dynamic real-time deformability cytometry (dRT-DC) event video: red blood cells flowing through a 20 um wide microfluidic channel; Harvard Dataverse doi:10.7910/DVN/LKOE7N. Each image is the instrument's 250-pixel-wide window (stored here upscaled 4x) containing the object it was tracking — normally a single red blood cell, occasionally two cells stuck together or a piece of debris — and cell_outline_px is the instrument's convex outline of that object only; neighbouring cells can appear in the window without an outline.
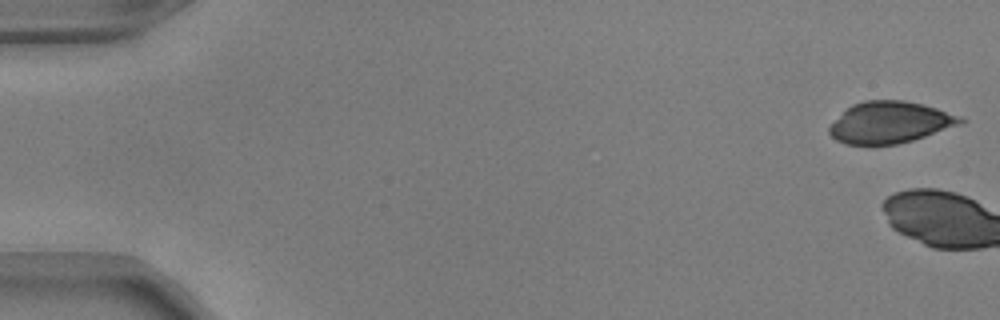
{"species": "common noctule bat (a hibernating species)", "species_latin": "Nyctalus noctula", "temperature_condition": "warm", "stored_images_in_passage": 3, "camera_frame_rate_fps": 3000, "um_per_image_px": 0.085, "animal": {"sex": "male", "body_mass_g": 17.9, "forearm_length_mm": 54.2}, "frame": {"image": 1, "passage_image": 1, "time_ms": 0.0, "image_size_px": [1000, 320], "cell_outline_px": [[968, 120], [964, 124], [912, 140], [896, 144], [844, 144], [836, 140], [828, 132], [828, 128], [852, 104], [864, 100], [904, 100], [936, 108], [964, 116]], "centroid_in_image_um": [75.72, 10.4], "position_along_channel_um": 9.3, "area_um2": 31.73}}